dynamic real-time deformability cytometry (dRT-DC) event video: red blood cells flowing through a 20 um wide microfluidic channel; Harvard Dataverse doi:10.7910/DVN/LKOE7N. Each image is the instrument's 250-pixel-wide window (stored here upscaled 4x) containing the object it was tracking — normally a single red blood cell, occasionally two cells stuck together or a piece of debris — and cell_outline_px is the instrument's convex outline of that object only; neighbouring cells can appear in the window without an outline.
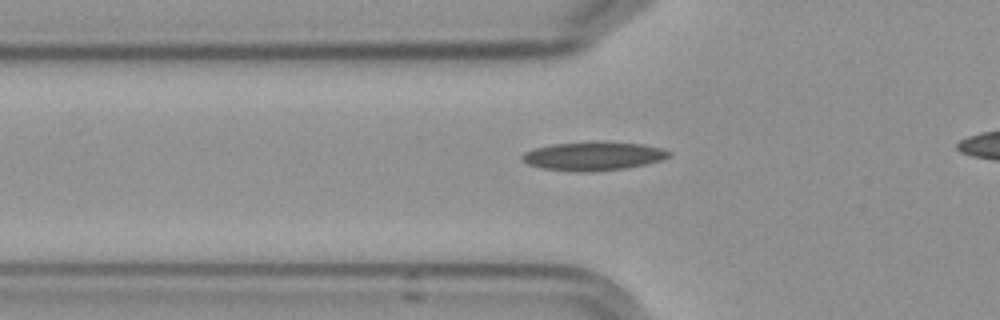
{"species": "Egyptian fruit bat (a non-hibernating species)", "species_latin": "Rousettus aegyptiacus", "temperature_condition": "cold", "stored_images_in_passage": 33, "camera_frame_rate_fps": 3000, "um_per_image_px": 0.085, "frame": {"image": 1, "passage_image": 3, "time_ms": 0.667, "image_size_px": [1000, 320], "cell_outline_px": [[672, 152], [668, 156], [660, 160], [644, 164], [624, 168], [584, 172], [580, 172], [544, 168], [528, 164], [520, 156], [524, 152], [532, 148], [552, 144], [592, 140], [604, 140], [640, 144], [660, 148]], "centroid_in_image_um": [50.39, 13.23], "position_along_channel_um": 75.4, "area_um2": 24.62}}
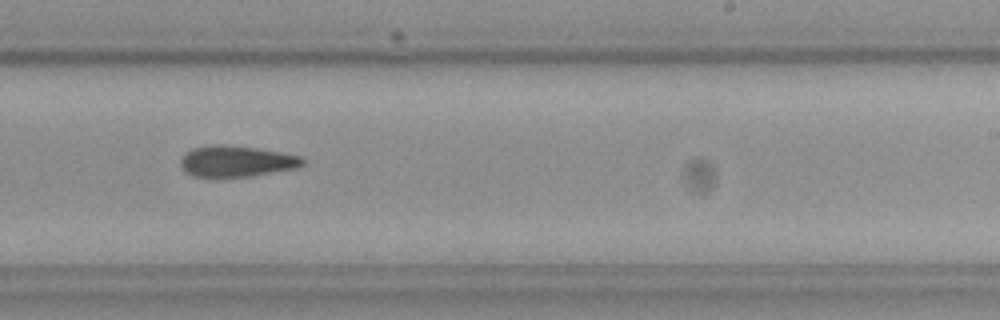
{"frame": {"image": 2, "passage_image": 19, "time_ms": 6.0, "image_size_px": [1000, 320], "cell_outline_px": [[304, 164], [296, 168], [252, 176], [192, 176], [184, 172], [180, 164], [180, 160], [184, 152], [192, 148], [208, 144], [220, 144], [256, 148], [280, 152], [300, 156], [304, 160]], "centroid_in_image_um": [20.04, 13.69], "position_along_channel_um": 269.0, "area_um2": 22.14}}
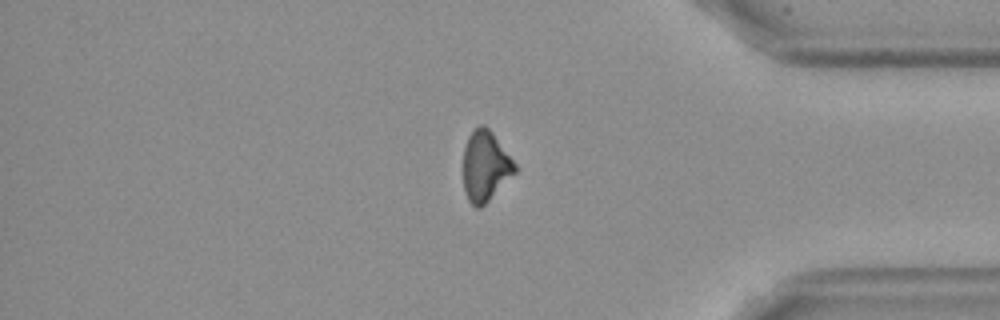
{"frame": {"image": 3, "passage_image": 31, "time_ms": 10.0, "image_size_px": [1000, 320], "cell_outline_px": [[516, 172], [480, 208], [476, 208], [468, 200], [464, 188], [460, 172], [464, 148], [468, 136], [472, 128], [480, 124], [484, 124], [492, 132], [516, 164]], "centroid_in_image_um": [41.19, 14.09], "position_along_channel_um": 394.0, "area_um2": 21.56}}